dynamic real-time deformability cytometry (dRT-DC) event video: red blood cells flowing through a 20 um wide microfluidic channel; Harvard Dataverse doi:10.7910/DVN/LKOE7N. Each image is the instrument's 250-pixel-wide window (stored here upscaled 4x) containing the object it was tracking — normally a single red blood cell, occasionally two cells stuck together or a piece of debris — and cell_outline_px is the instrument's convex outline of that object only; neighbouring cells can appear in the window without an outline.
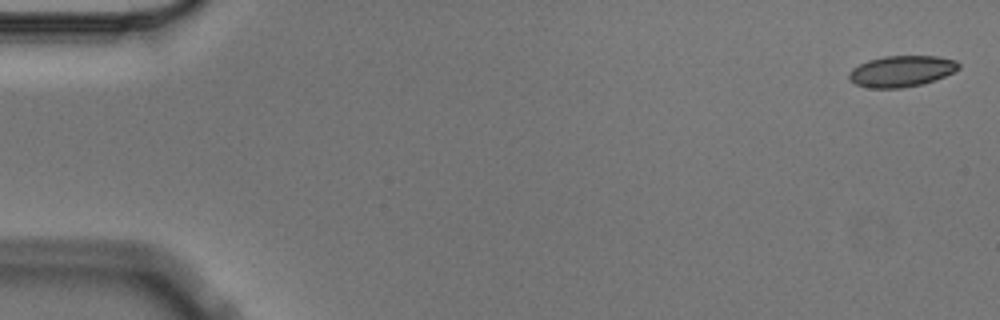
{"species": "Egyptian fruit bat (a non-hibernating species)", "species_latin": "Rousettus aegyptiacus", "temperature_condition": "cold", "stored_images_in_passage": 6, "camera_frame_rate_fps": 3000, "um_per_image_px": 0.085, "animal": {"sex": "male"}, "frame": {"image": 1, "passage_image": 1, "time_ms": 0.0, "image_size_px": [1000, 320], "cell_outline_px": [[960, 68], [944, 76], [920, 84], [900, 88], [868, 88], [856, 84], [848, 80], [848, 72], [852, 68], [868, 60], [884, 56], [936, 56], [956, 60], [960, 64]], "centroid_in_image_um": [76.58, 6.04], "position_along_channel_um": 8.4, "area_um2": 19.83}}
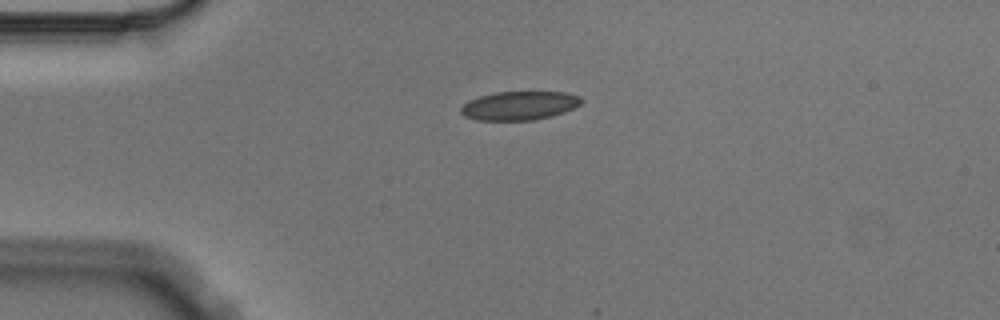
{"frame": {"image": 2, "passage_image": 4, "time_ms": 1.0, "image_size_px": [1000, 320], "cell_outline_px": [[580, 104], [564, 112], [552, 116], [532, 120], [476, 120], [464, 116], [460, 112], [460, 108], [468, 100], [480, 96], [496, 92], [564, 92], [580, 96]], "centroid_in_image_um": [44.1, 8.98], "position_along_channel_um": 40.9, "area_um2": 20.06}}